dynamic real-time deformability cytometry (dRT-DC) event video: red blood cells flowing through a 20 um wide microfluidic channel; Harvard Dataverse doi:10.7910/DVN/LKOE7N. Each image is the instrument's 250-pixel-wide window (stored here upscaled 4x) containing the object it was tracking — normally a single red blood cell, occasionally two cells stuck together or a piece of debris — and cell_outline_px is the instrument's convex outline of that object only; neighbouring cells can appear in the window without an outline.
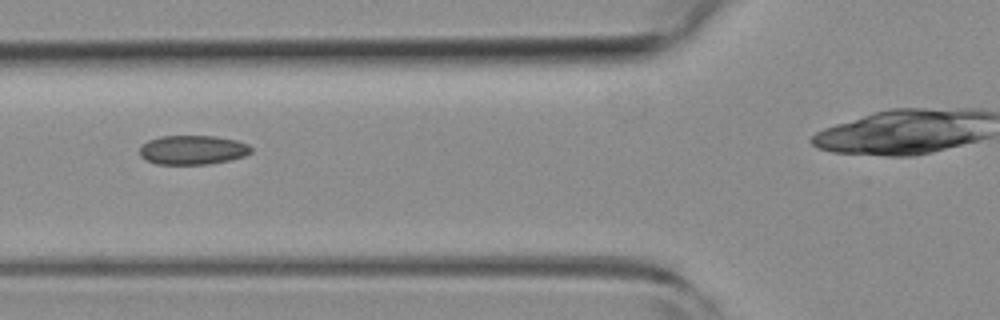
{"species": "common noctule bat (a hibernating species)", "species_latin": "Nyctalus noctula", "temperature_condition": "room temperature", "stored_images_in_passage": 5, "camera_frame_rate_fps": 3000, "um_per_image_px": 0.085, "animal": {"sex": "female", "body_mass_g": 19.3, "forearm_length_mm": 54.1}, "frame": {"image": 1, "passage_image": 2, "time_ms": 0.333, "image_size_px": [1000, 320], "cell_outline_px": [[252, 152], [244, 156], [228, 160], [208, 164], [156, 164], [144, 160], [140, 156], [140, 148], [148, 140], [160, 136], [216, 136], [236, 140], [248, 144], [252, 148]], "centroid_in_image_um": [16.37, 12.74], "position_along_channel_um": 109.4, "area_um2": 19.02}}
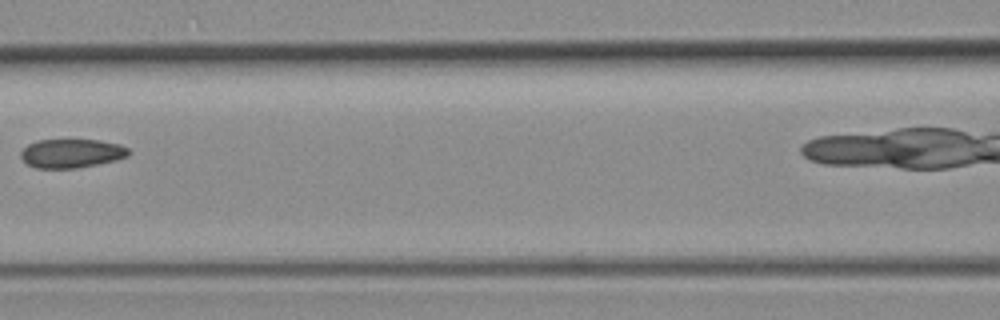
{"frame": {"image": 2, "passage_image": 3, "time_ms": 0.667, "image_size_px": [1000, 320], "cell_outline_px": [[132, 152], [128, 156], [116, 160], [76, 168], [36, 168], [28, 164], [20, 156], [20, 152], [28, 144], [36, 140], [100, 140], [120, 144], [128, 148]], "centroid_in_image_um": [6.1, 13.03], "position_along_channel_um": 160.5, "area_um2": 18.15}}
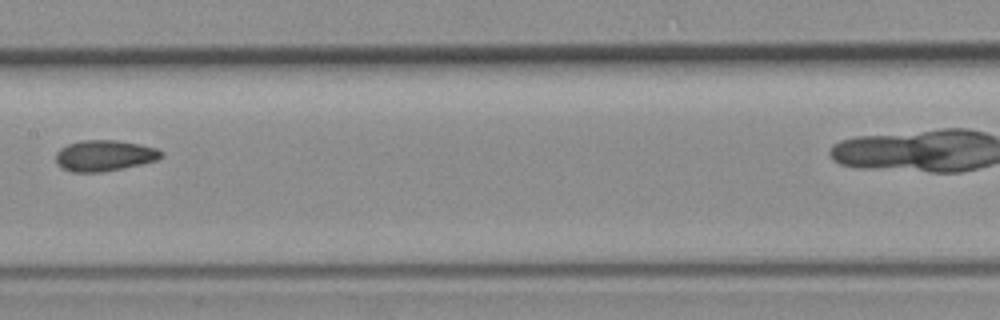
{"frame": {"image": 3, "passage_image": 4, "time_ms": 1.0, "image_size_px": [1000, 320], "cell_outline_px": [[164, 156], [156, 160], [140, 164], [104, 172], [72, 172], [56, 164], [56, 152], [60, 148], [68, 144], [80, 140], [116, 140], [140, 144], [156, 148], [164, 152]], "centroid_in_image_um": [8.87, 13.22], "position_along_channel_um": 198.5, "area_um2": 19.07}}